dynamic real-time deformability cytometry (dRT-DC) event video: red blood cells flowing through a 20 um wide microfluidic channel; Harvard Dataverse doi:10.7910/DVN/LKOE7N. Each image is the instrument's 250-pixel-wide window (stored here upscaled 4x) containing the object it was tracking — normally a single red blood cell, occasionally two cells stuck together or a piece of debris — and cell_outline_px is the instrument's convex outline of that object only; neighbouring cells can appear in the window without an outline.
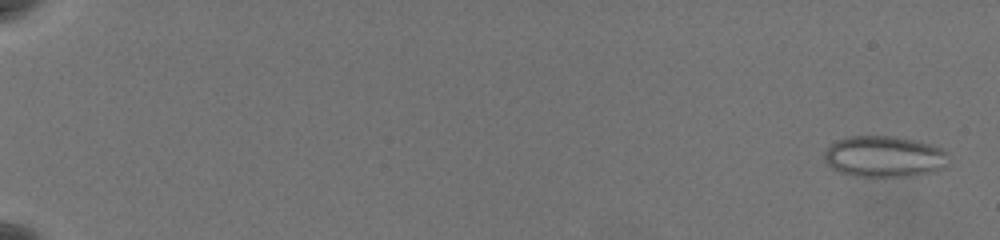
{"species": "common noctule bat (a hibernating species)", "species_latin": "Nyctalus noctula", "temperature_condition": "warm", "stored_images_in_passage": 62, "camera_frame_rate_fps": 3000, "um_per_image_px": 0.085, "animal": {"sex": "female", "body_mass_g": 19.5, "forearm_length_mm": 54.1}, "frame": {"image": 1, "passage_image": 2, "time_ms": 0.333, "image_size_px": [1000, 240], "cell_outline_px": [[948, 152], [944, 164], [940, 168], [928, 172], [904, 176], [856, 176], [840, 172], [832, 168], [824, 160], [824, 152], [836, 140], [848, 136], [896, 136], [916, 140], [932, 144], [944, 148]], "centroid_in_image_um": [75.13, 13.28], "position_along_channel_um": 9.9, "area_um2": 29.59}}
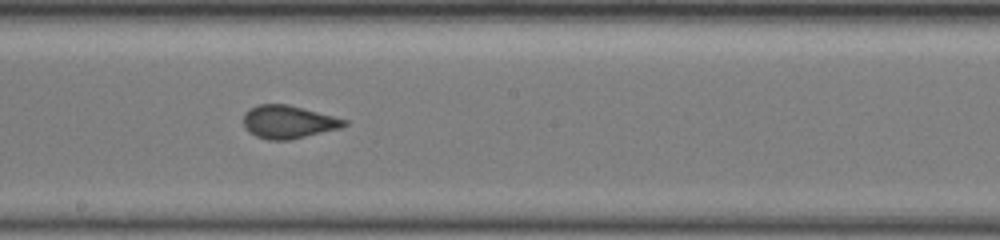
{"frame": {"image": 2, "passage_image": 38, "time_ms": 12.333, "image_size_px": [1000, 240], "cell_outline_px": [[348, 124], [340, 128], [288, 140], [268, 140], [256, 136], [248, 132], [244, 128], [244, 112], [256, 104], [288, 104], [348, 120]], "centroid_in_image_um": [24.47, 10.36], "position_along_channel_um": 223.7, "area_um2": 19.36}}
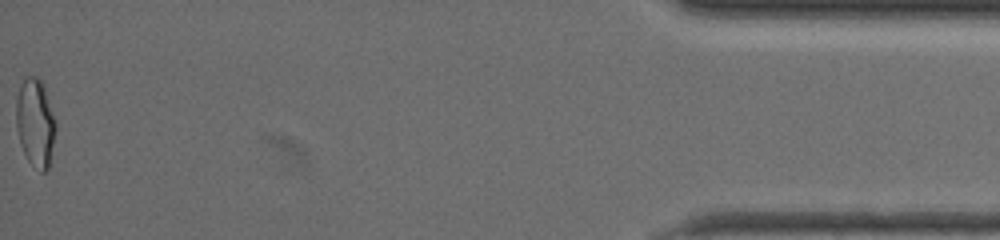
{"frame": {"image": 3, "passage_image": 62, "time_ms": 20.333, "image_size_px": [1000, 240], "cell_outline_px": [[56, 128], [48, 172], [40, 172], [28, 160], [20, 144], [16, 128], [16, 96], [20, 84], [24, 76], [36, 76], [44, 80], [56, 120]], "centroid_in_image_um": [3.02, 10.37], "position_along_channel_um": 432.2, "area_um2": 21.04}}